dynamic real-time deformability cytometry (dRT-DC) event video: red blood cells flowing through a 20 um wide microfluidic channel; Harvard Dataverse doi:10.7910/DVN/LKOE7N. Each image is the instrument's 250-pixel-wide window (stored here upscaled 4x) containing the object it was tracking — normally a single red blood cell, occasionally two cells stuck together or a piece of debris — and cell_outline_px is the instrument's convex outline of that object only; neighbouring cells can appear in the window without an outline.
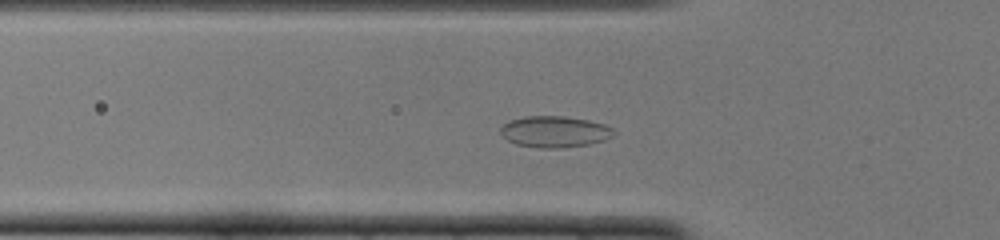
{"species": "common noctule bat (a hibernating species)", "species_latin": "Nyctalus noctula", "temperature_condition": "cold", "stored_images_in_passage": 43, "camera_frame_rate_fps": 3000, "um_per_image_px": 0.085, "animal": {"sex": "female", "body_mass_g": 22.0, "forearm_length_mm": 56.7}, "frame": {"image": 1, "passage_image": 11, "time_ms": 3.333, "image_size_px": [1000, 240], "cell_outline_px": [[616, 132], [612, 136], [604, 140], [588, 144], [560, 148], [540, 148], [516, 144], [508, 140], [500, 132], [500, 128], [508, 120], [524, 116], [564, 116], [588, 120], [604, 124], [612, 128]], "centroid_in_image_um": [47.13, 11.19], "position_along_channel_um": 78.7, "area_um2": 20.63}}
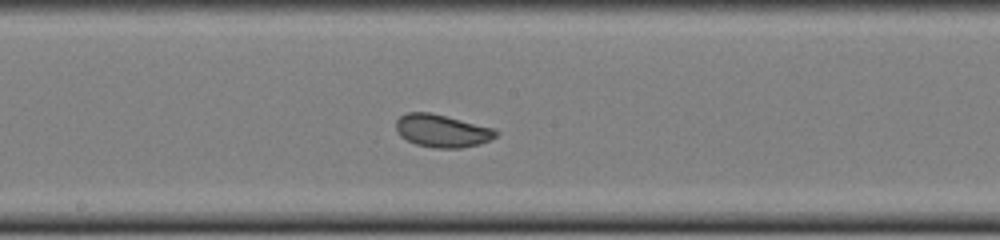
{"frame": {"image": 2, "passage_image": 21, "time_ms": 6.667, "image_size_px": [1000, 240], "cell_outline_px": [[500, 132], [496, 136], [480, 144], [460, 148], [432, 148], [416, 144], [400, 136], [396, 132], [396, 120], [400, 116], [408, 112], [432, 112], [492, 128]], "centroid_in_image_um": [37.54, 11.12], "position_along_channel_um": 210.7, "area_um2": 19.07}}
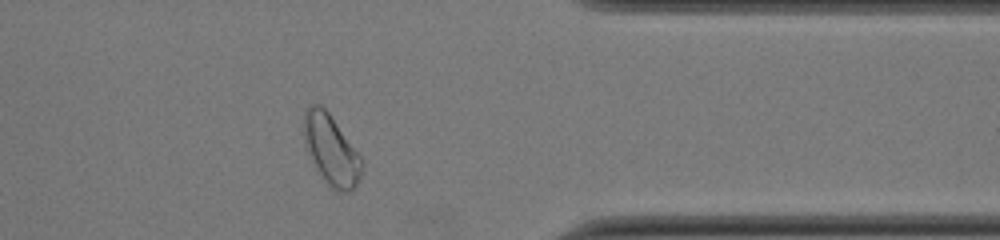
{"frame": {"image": 3, "passage_image": 35, "time_ms": 11.333, "image_size_px": [1000, 240], "cell_outline_px": [[364, 168], [356, 184], [348, 192], [340, 192], [332, 188], [324, 180], [316, 168], [304, 144], [304, 112], [308, 104], [320, 104], [328, 112], [360, 156], [364, 164]], "centroid_in_image_um": [28.13, 12.73], "position_along_channel_um": 383.3, "area_um2": 23.35}, "authors_computed_cell_mechanics": {"area_um2": 19.8832, "velocity_mm_per_s": 3.963, "shape_relaxation_time_tau1_ms": 5.1291, "shape_relaxation_time_tau2_ms": 1.5675, "deformation_change_tau1": 0.0783, "deformation_change_tau2": 0.0405}}